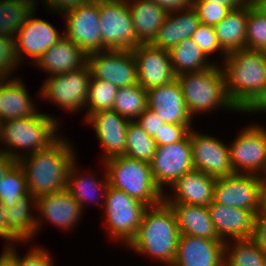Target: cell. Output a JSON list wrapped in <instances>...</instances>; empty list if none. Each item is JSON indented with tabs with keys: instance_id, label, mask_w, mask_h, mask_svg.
Segmentation results:
<instances>
[{
	"instance_id": "6da1fadb",
	"label": "cell",
	"mask_w": 266,
	"mask_h": 266,
	"mask_svg": "<svg viewBox=\"0 0 266 266\" xmlns=\"http://www.w3.org/2000/svg\"><path fill=\"white\" fill-rule=\"evenodd\" d=\"M74 149L69 138L61 135L50 147L18 160L25 172L28 191L36 199L66 189L70 167L78 160Z\"/></svg>"
},
{
	"instance_id": "7a4b0ae2",
	"label": "cell",
	"mask_w": 266,
	"mask_h": 266,
	"mask_svg": "<svg viewBox=\"0 0 266 266\" xmlns=\"http://www.w3.org/2000/svg\"><path fill=\"white\" fill-rule=\"evenodd\" d=\"M179 235L175 214L163 200L145 209L137 234L127 249L160 261L162 266H171L176 258Z\"/></svg>"
},
{
	"instance_id": "3957f363",
	"label": "cell",
	"mask_w": 266,
	"mask_h": 266,
	"mask_svg": "<svg viewBox=\"0 0 266 266\" xmlns=\"http://www.w3.org/2000/svg\"><path fill=\"white\" fill-rule=\"evenodd\" d=\"M42 112L2 122L0 151L18 161L27 154L41 151L55 143L61 137L59 118Z\"/></svg>"
},
{
	"instance_id": "277c9868",
	"label": "cell",
	"mask_w": 266,
	"mask_h": 266,
	"mask_svg": "<svg viewBox=\"0 0 266 266\" xmlns=\"http://www.w3.org/2000/svg\"><path fill=\"white\" fill-rule=\"evenodd\" d=\"M221 66L228 97L241 112L266 85V56L241 49L228 53Z\"/></svg>"
},
{
	"instance_id": "5b68a950",
	"label": "cell",
	"mask_w": 266,
	"mask_h": 266,
	"mask_svg": "<svg viewBox=\"0 0 266 266\" xmlns=\"http://www.w3.org/2000/svg\"><path fill=\"white\" fill-rule=\"evenodd\" d=\"M188 112L194 119L207 112L218 110L240 113L226 91L225 74L221 64L200 72L182 73L177 76ZM216 110V111H215Z\"/></svg>"
},
{
	"instance_id": "8992f818",
	"label": "cell",
	"mask_w": 266,
	"mask_h": 266,
	"mask_svg": "<svg viewBox=\"0 0 266 266\" xmlns=\"http://www.w3.org/2000/svg\"><path fill=\"white\" fill-rule=\"evenodd\" d=\"M101 165L105 167L109 186L147 206L163 201L164 192L155 183L149 162L120 155L104 160Z\"/></svg>"
},
{
	"instance_id": "52a82bcc",
	"label": "cell",
	"mask_w": 266,
	"mask_h": 266,
	"mask_svg": "<svg viewBox=\"0 0 266 266\" xmlns=\"http://www.w3.org/2000/svg\"><path fill=\"white\" fill-rule=\"evenodd\" d=\"M147 207L126 192L109 186L102 214L111 241L122 242L121 246L127 247L137 234Z\"/></svg>"
},
{
	"instance_id": "ba28073f",
	"label": "cell",
	"mask_w": 266,
	"mask_h": 266,
	"mask_svg": "<svg viewBox=\"0 0 266 266\" xmlns=\"http://www.w3.org/2000/svg\"><path fill=\"white\" fill-rule=\"evenodd\" d=\"M90 79L91 72L86 63L77 70L47 77L37 93V98L52 102L67 113L86 110Z\"/></svg>"
},
{
	"instance_id": "9c48e42d",
	"label": "cell",
	"mask_w": 266,
	"mask_h": 266,
	"mask_svg": "<svg viewBox=\"0 0 266 266\" xmlns=\"http://www.w3.org/2000/svg\"><path fill=\"white\" fill-rule=\"evenodd\" d=\"M103 51L133 50L136 38L127 0H98Z\"/></svg>"
},
{
	"instance_id": "30bf717a",
	"label": "cell",
	"mask_w": 266,
	"mask_h": 266,
	"mask_svg": "<svg viewBox=\"0 0 266 266\" xmlns=\"http://www.w3.org/2000/svg\"><path fill=\"white\" fill-rule=\"evenodd\" d=\"M231 141L230 161L234 173L263 176L266 171V126L245 125Z\"/></svg>"
},
{
	"instance_id": "8fae6325",
	"label": "cell",
	"mask_w": 266,
	"mask_h": 266,
	"mask_svg": "<svg viewBox=\"0 0 266 266\" xmlns=\"http://www.w3.org/2000/svg\"><path fill=\"white\" fill-rule=\"evenodd\" d=\"M213 202L246 209L256 216L262 209L261 177L234 173L216 178Z\"/></svg>"
},
{
	"instance_id": "7c38bea8",
	"label": "cell",
	"mask_w": 266,
	"mask_h": 266,
	"mask_svg": "<svg viewBox=\"0 0 266 266\" xmlns=\"http://www.w3.org/2000/svg\"><path fill=\"white\" fill-rule=\"evenodd\" d=\"M61 15L65 17V30L62 31L65 38L87 55L103 51L98 0H88Z\"/></svg>"
},
{
	"instance_id": "4fadbf2b",
	"label": "cell",
	"mask_w": 266,
	"mask_h": 266,
	"mask_svg": "<svg viewBox=\"0 0 266 266\" xmlns=\"http://www.w3.org/2000/svg\"><path fill=\"white\" fill-rule=\"evenodd\" d=\"M150 166L154 181L163 192L185 173L192 171L190 133L182 141L157 146Z\"/></svg>"
},
{
	"instance_id": "5bb4252c",
	"label": "cell",
	"mask_w": 266,
	"mask_h": 266,
	"mask_svg": "<svg viewBox=\"0 0 266 266\" xmlns=\"http://www.w3.org/2000/svg\"><path fill=\"white\" fill-rule=\"evenodd\" d=\"M91 77L103 79L118 88L138 84L132 50H105L87 55Z\"/></svg>"
},
{
	"instance_id": "9a60e30c",
	"label": "cell",
	"mask_w": 266,
	"mask_h": 266,
	"mask_svg": "<svg viewBox=\"0 0 266 266\" xmlns=\"http://www.w3.org/2000/svg\"><path fill=\"white\" fill-rule=\"evenodd\" d=\"M194 169L214 178L234 174L229 152V143L192 128L190 131Z\"/></svg>"
},
{
	"instance_id": "2e32d148",
	"label": "cell",
	"mask_w": 266,
	"mask_h": 266,
	"mask_svg": "<svg viewBox=\"0 0 266 266\" xmlns=\"http://www.w3.org/2000/svg\"><path fill=\"white\" fill-rule=\"evenodd\" d=\"M136 61L138 84L144 89L167 85L177 80L167 50L141 43L132 50Z\"/></svg>"
},
{
	"instance_id": "e0dca14e",
	"label": "cell",
	"mask_w": 266,
	"mask_h": 266,
	"mask_svg": "<svg viewBox=\"0 0 266 266\" xmlns=\"http://www.w3.org/2000/svg\"><path fill=\"white\" fill-rule=\"evenodd\" d=\"M36 13L35 11L26 20L15 36L16 51L21 64L29 59L33 61L29 64L34 65L49 47L55 45L64 36L54 27L55 25L45 19L36 18Z\"/></svg>"
},
{
	"instance_id": "ac0fdd59",
	"label": "cell",
	"mask_w": 266,
	"mask_h": 266,
	"mask_svg": "<svg viewBox=\"0 0 266 266\" xmlns=\"http://www.w3.org/2000/svg\"><path fill=\"white\" fill-rule=\"evenodd\" d=\"M36 212L37 236L45 222L63 231H71L81 222V216L85 213L67 189L38 197Z\"/></svg>"
},
{
	"instance_id": "d6986e66",
	"label": "cell",
	"mask_w": 266,
	"mask_h": 266,
	"mask_svg": "<svg viewBox=\"0 0 266 266\" xmlns=\"http://www.w3.org/2000/svg\"><path fill=\"white\" fill-rule=\"evenodd\" d=\"M130 120L114 110H102L91 114L85 125L93 127L102 149V160L124 155L127 140V127Z\"/></svg>"
},
{
	"instance_id": "ffe728a7",
	"label": "cell",
	"mask_w": 266,
	"mask_h": 266,
	"mask_svg": "<svg viewBox=\"0 0 266 266\" xmlns=\"http://www.w3.org/2000/svg\"><path fill=\"white\" fill-rule=\"evenodd\" d=\"M171 266H225V242L180 234Z\"/></svg>"
},
{
	"instance_id": "44dd1931",
	"label": "cell",
	"mask_w": 266,
	"mask_h": 266,
	"mask_svg": "<svg viewBox=\"0 0 266 266\" xmlns=\"http://www.w3.org/2000/svg\"><path fill=\"white\" fill-rule=\"evenodd\" d=\"M207 207L220 240L227 242L252 238L255 215L251 211L224 206L213 201Z\"/></svg>"
},
{
	"instance_id": "7402d4cb",
	"label": "cell",
	"mask_w": 266,
	"mask_h": 266,
	"mask_svg": "<svg viewBox=\"0 0 266 266\" xmlns=\"http://www.w3.org/2000/svg\"><path fill=\"white\" fill-rule=\"evenodd\" d=\"M216 178L199 170L193 169L177 179L164 192L163 200L166 203H183L199 206H208L213 201Z\"/></svg>"
},
{
	"instance_id": "603a6c76",
	"label": "cell",
	"mask_w": 266,
	"mask_h": 266,
	"mask_svg": "<svg viewBox=\"0 0 266 266\" xmlns=\"http://www.w3.org/2000/svg\"><path fill=\"white\" fill-rule=\"evenodd\" d=\"M148 108L154 110L164 123L192 124L182 89L177 80L170 84L147 90Z\"/></svg>"
},
{
	"instance_id": "cb8c5ba5",
	"label": "cell",
	"mask_w": 266,
	"mask_h": 266,
	"mask_svg": "<svg viewBox=\"0 0 266 266\" xmlns=\"http://www.w3.org/2000/svg\"><path fill=\"white\" fill-rule=\"evenodd\" d=\"M77 163L79 162L75 161L70 167L66 189L79 203L83 212L86 210V207L90 205V203L98 205V207L100 204V207L102 206L101 208L103 209L106 192L109 187L105 167H102L104 171V176H102L103 179H99L96 176L95 171L93 173L89 171L86 173L84 171L81 172V170L78 169L80 166L77 167ZM99 199H101L103 202Z\"/></svg>"
},
{
	"instance_id": "d4e9b609",
	"label": "cell",
	"mask_w": 266,
	"mask_h": 266,
	"mask_svg": "<svg viewBox=\"0 0 266 266\" xmlns=\"http://www.w3.org/2000/svg\"><path fill=\"white\" fill-rule=\"evenodd\" d=\"M86 63L87 54L63 36L55 45L44 52L34 64V67L50 75L46 77H51L77 70Z\"/></svg>"
},
{
	"instance_id": "484cf974",
	"label": "cell",
	"mask_w": 266,
	"mask_h": 266,
	"mask_svg": "<svg viewBox=\"0 0 266 266\" xmlns=\"http://www.w3.org/2000/svg\"><path fill=\"white\" fill-rule=\"evenodd\" d=\"M21 78L0 79V121L23 118L39 112Z\"/></svg>"
},
{
	"instance_id": "4316f807",
	"label": "cell",
	"mask_w": 266,
	"mask_h": 266,
	"mask_svg": "<svg viewBox=\"0 0 266 266\" xmlns=\"http://www.w3.org/2000/svg\"><path fill=\"white\" fill-rule=\"evenodd\" d=\"M200 23L193 7L169 13L150 44L169 51L181 41L191 38Z\"/></svg>"
},
{
	"instance_id": "83f0119b",
	"label": "cell",
	"mask_w": 266,
	"mask_h": 266,
	"mask_svg": "<svg viewBox=\"0 0 266 266\" xmlns=\"http://www.w3.org/2000/svg\"><path fill=\"white\" fill-rule=\"evenodd\" d=\"M34 211H37V199L30 192L22 195L14 206L5 207L6 228L24 245L30 244L37 235Z\"/></svg>"
},
{
	"instance_id": "f1b7e54d",
	"label": "cell",
	"mask_w": 266,
	"mask_h": 266,
	"mask_svg": "<svg viewBox=\"0 0 266 266\" xmlns=\"http://www.w3.org/2000/svg\"><path fill=\"white\" fill-rule=\"evenodd\" d=\"M172 208L180 234L220 240L215 229L207 206L167 203Z\"/></svg>"
},
{
	"instance_id": "f546056e",
	"label": "cell",
	"mask_w": 266,
	"mask_h": 266,
	"mask_svg": "<svg viewBox=\"0 0 266 266\" xmlns=\"http://www.w3.org/2000/svg\"><path fill=\"white\" fill-rule=\"evenodd\" d=\"M136 38L150 43L164 23L167 13L151 0H127Z\"/></svg>"
},
{
	"instance_id": "4dcf8cb0",
	"label": "cell",
	"mask_w": 266,
	"mask_h": 266,
	"mask_svg": "<svg viewBox=\"0 0 266 266\" xmlns=\"http://www.w3.org/2000/svg\"><path fill=\"white\" fill-rule=\"evenodd\" d=\"M248 5L232 10L220 23L214 26L221 48L228 54L246 49Z\"/></svg>"
},
{
	"instance_id": "1f68e13d",
	"label": "cell",
	"mask_w": 266,
	"mask_h": 266,
	"mask_svg": "<svg viewBox=\"0 0 266 266\" xmlns=\"http://www.w3.org/2000/svg\"><path fill=\"white\" fill-rule=\"evenodd\" d=\"M171 63L175 74L204 71L221 60L213 61L203 53L201 48L191 38L185 39L169 50Z\"/></svg>"
},
{
	"instance_id": "d6a6232c",
	"label": "cell",
	"mask_w": 266,
	"mask_h": 266,
	"mask_svg": "<svg viewBox=\"0 0 266 266\" xmlns=\"http://www.w3.org/2000/svg\"><path fill=\"white\" fill-rule=\"evenodd\" d=\"M38 5L33 0H0V35L15 37Z\"/></svg>"
},
{
	"instance_id": "836d02e7",
	"label": "cell",
	"mask_w": 266,
	"mask_h": 266,
	"mask_svg": "<svg viewBox=\"0 0 266 266\" xmlns=\"http://www.w3.org/2000/svg\"><path fill=\"white\" fill-rule=\"evenodd\" d=\"M225 266H266V253L250 239L225 242Z\"/></svg>"
},
{
	"instance_id": "e575fe53",
	"label": "cell",
	"mask_w": 266,
	"mask_h": 266,
	"mask_svg": "<svg viewBox=\"0 0 266 266\" xmlns=\"http://www.w3.org/2000/svg\"><path fill=\"white\" fill-rule=\"evenodd\" d=\"M147 108V90L141 85L118 88L112 110L119 115L134 121Z\"/></svg>"
},
{
	"instance_id": "d590c367",
	"label": "cell",
	"mask_w": 266,
	"mask_h": 266,
	"mask_svg": "<svg viewBox=\"0 0 266 266\" xmlns=\"http://www.w3.org/2000/svg\"><path fill=\"white\" fill-rule=\"evenodd\" d=\"M156 142L136 121H129L124 155L137 160L151 162L156 152Z\"/></svg>"
},
{
	"instance_id": "8d00e7d4",
	"label": "cell",
	"mask_w": 266,
	"mask_h": 266,
	"mask_svg": "<svg viewBox=\"0 0 266 266\" xmlns=\"http://www.w3.org/2000/svg\"><path fill=\"white\" fill-rule=\"evenodd\" d=\"M118 87L98 78L90 79L86 101V120L91 114L102 110H112Z\"/></svg>"
},
{
	"instance_id": "74e56055",
	"label": "cell",
	"mask_w": 266,
	"mask_h": 266,
	"mask_svg": "<svg viewBox=\"0 0 266 266\" xmlns=\"http://www.w3.org/2000/svg\"><path fill=\"white\" fill-rule=\"evenodd\" d=\"M28 192L25 172L17 162L0 182V203L6 208H10Z\"/></svg>"
},
{
	"instance_id": "f35d334b",
	"label": "cell",
	"mask_w": 266,
	"mask_h": 266,
	"mask_svg": "<svg viewBox=\"0 0 266 266\" xmlns=\"http://www.w3.org/2000/svg\"><path fill=\"white\" fill-rule=\"evenodd\" d=\"M266 42V10L261 5H248L246 49L260 50Z\"/></svg>"
},
{
	"instance_id": "ab89813d",
	"label": "cell",
	"mask_w": 266,
	"mask_h": 266,
	"mask_svg": "<svg viewBox=\"0 0 266 266\" xmlns=\"http://www.w3.org/2000/svg\"><path fill=\"white\" fill-rule=\"evenodd\" d=\"M20 66L14 36L0 35V79L12 78ZM14 71V72H13Z\"/></svg>"
},
{
	"instance_id": "60d3db41",
	"label": "cell",
	"mask_w": 266,
	"mask_h": 266,
	"mask_svg": "<svg viewBox=\"0 0 266 266\" xmlns=\"http://www.w3.org/2000/svg\"><path fill=\"white\" fill-rule=\"evenodd\" d=\"M191 39L201 48L203 53L210 59L209 56L215 53H219L224 62L227 53L221 48L214 26L200 23L196 31L192 34Z\"/></svg>"
},
{
	"instance_id": "b9f144b4",
	"label": "cell",
	"mask_w": 266,
	"mask_h": 266,
	"mask_svg": "<svg viewBox=\"0 0 266 266\" xmlns=\"http://www.w3.org/2000/svg\"><path fill=\"white\" fill-rule=\"evenodd\" d=\"M193 8L202 24L215 26L220 23L232 10L223 5L206 0H194Z\"/></svg>"
},
{
	"instance_id": "7bdbcfd3",
	"label": "cell",
	"mask_w": 266,
	"mask_h": 266,
	"mask_svg": "<svg viewBox=\"0 0 266 266\" xmlns=\"http://www.w3.org/2000/svg\"><path fill=\"white\" fill-rule=\"evenodd\" d=\"M20 244H16L7 250L16 258L17 266H54V260L51 252L45 249V247H39L34 245L28 250L26 254L20 257L19 251L16 249Z\"/></svg>"
},
{
	"instance_id": "ee69618b",
	"label": "cell",
	"mask_w": 266,
	"mask_h": 266,
	"mask_svg": "<svg viewBox=\"0 0 266 266\" xmlns=\"http://www.w3.org/2000/svg\"><path fill=\"white\" fill-rule=\"evenodd\" d=\"M192 128V124L165 123L153 139L157 146L176 143L184 140L189 135Z\"/></svg>"
},
{
	"instance_id": "f6af8a7d",
	"label": "cell",
	"mask_w": 266,
	"mask_h": 266,
	"mask_svg": "<svg viewBox=\"0 0 266 266\" xmlns=\"http://www.w3.org/2000/svg\"><path fill=\"white\" fill-rule=\"evenodd\" d=\"M136 123L151 137L158 134L159 129L165 124L161 117L154 110L147 108L140 116L135 119Z\"/></svg>"
},
{
	"instance_id": "bcb514c9",
	"label": "cell",
	"mask_w": 266,
	"mask_h": 266,
	"mask_svg": "<svg viewBox=\"0 0 266 266\" xmlns=\"http://www.w3.org/2000/svg\"><path fill=\"white\" fill-rule=\"evenodd\" d=\"M256 245L266 253V210L261 211L255 216L253 235L251 238Z\"/></svg>"
},
{
	"instance_id": "7dc6e473",
	"label": "cell",
	"mask_w": 266,
	"mask_h": 266,
	"mask_svg": "<svg viewBox=\"0 0 266 266\" xmlns=\"http://www.w3.org/2000/svg\"><path fill=\"white\" fill-rule=\"evenodd\" d=\"M86 1L88 0H41V3L43 2V6L45 5L43 8L47 9L51 14L59 13L61 15Z\"/></svg>"
},
{
	"instance_id": "c3c4849f",
	"label": "cell",
	"mask_w": 266,
	"mask_h": 266,
	"mask_svg": "<svg viewBox=\"0 0 266 266\" xmlns=\"http://www.w3.org/2000/svg\"><path fill=\"white\" fill-rule=\"evenodd\" d=\"M249 114L256 115L259 113L266 114V85L256 95V97L240 112V115ZM255 113V114H254Z\"/></svg>"
},
{
	"instance_id": "681fc988",
	"label": "cell",
	"mask_w": 266,
	"mask_h": 266,
	"mask_svg": "<svg viewBox=\"0 0 266 266\" xmlns=\"http://www.w3.org/2000/svg\"><path fill=\"white\" fill-rule=\"evenodd\" d=\"M167 14L193 7L194 0H151Z\"/></svg>"
},
{
	"instance_id": "f907efd6",
	"label": "cell",
	"mask_w": 266,
	"mask_h": 266,
	"mask_svg": "<svg viewBox=\"0 0 266 266\" xmlns=\"http://www.w3.org/2000/svg\"><path fill=\"white\" fill-rule=\"evenodd\" d=\"M5 207L0 203V238L5 239L4 249L21 243L7 228L4 221Z\"/></svg>"
},
{
	"instance_id": "816d5d0a",
	"label": "cell",
	"mask_w": 266,
	"mask_h": 266,
	"mask_svg": "<svg viewBox=\"0 0 266 266\" xmlns=\"http://www.w3.org/2000/svg\"><path fill=\"white\" fill-rule=\"evenodd\" d=\"M18 161L10 157L7 153L0 151V182L3 176L10 171V169L17 163Z\"/></svg>"
},
{
	"instance_id": "f5cc1de1",
	"label": "cell",
	"mask_w": 266,
	"mask_h": 266,
	"mask_svg": "<svg viewBox=\"0 0 266 266\" xmlns=\"http://www.w3.org/2000/svg\"><path fill=\"white\" fill-rule=\"evenodd\" d=\"M210 2H215L216 4H223L229 7L231 10L240 9L249 5L248 0H206Z\"/></svg>"
},
{
	"instance_id": "db71d44e",
	"label": "cell",
	"mask_w": 266,
	"mask_h": 266,
	"mask_svg": "<svg viewBox=\"0 0 266 266\" xmlns=\"http://www.w3.org/2000/svg\"><path fill=\"white\" fill-rule=\"evenodd\" d=\"M0 266H17L16 258L7 249L2 250Z\"/></svg>"
},
{
	"instance_id": "11a10c76",
	"label": "cell",
	"mask_w": 266,
	"mask_h": 266,
	"mask_svg": "<svg viewBox=\"0 0 266 266\" xmlns=\"http://www.w3.org/2000/svg\"><path fill=\"white\" fill-rule=\"evenodd\" d=\"M262 209L266 210V178H261Z\"/></svg>"
},
{
	"instance_id": "9f6ffc18",
	"label": "cell",
	"mask_w": 266,
	"mask_h": 266,
	"mask_svg": "<svg viewBox=\"0 0 266 266\" xmlns=\"http://www.w3.org/2000/svg\"><path fill=\"white\" fill-rule=\"evenodd\" d=\"M249 4L260 5L264 0H248Z\"/></svg>"
},
{
	"instance_id": "6f0895ef",
	"label": "cell",
	"mask_w": 266,
	"mask_h": 266,
	"mask_svg": "<svg viewBox=\"0 0 266 266\" xmlns=\"http://www.w3.org/2000/svg\"><path fill=\"white\" fill-rule=\"evenodd\" d=\"M259 51H261L266 56V42H265L264 46Z\"/></svg>"
},
{
	"instance_id": "680465c9",
	"label": "cell",
	"mask_w": 266,
	"mask_h": 266,
	"mask_svg": "<svg viewBox=\"0 0 266 266\" xmlns=\"http://www.w3.org/2000/svg\"><path fill=\"white\" fill-rule=\"evenodd\" d=\"M260 5L263 9L266 10V0H264Z\"/></svg>"
},
{
	"instance_id": "91938a15",
	"label": "cell",
	"mask_w": 266,
	"mask_h": 266,
	"mask_svg": "<svg viewBox=\"0 0 266 266\" xmlns=\"http://www.w3.org/2000/svg\"><path fill=\"white\" fill-rule=\"evenodd\" d=\"M261 178H266V171H265V174L263 176H261Z\"/></svg>"
},
{
	"instance_id": "94428289",
	"label": "cell",
	"mask_w": 266,
	"mask_h": 266,
	"mask_svg": "<svg viewBox=\"0 0 266 266\" xmlns=\"http://www.w3.org/2000/svg\"><path fill=\"white\" fill-rule=\"evenodd\" d=\"M34 2H36L37 4L40 2V0H33Z\"/></svg>"
}]
</instances>
